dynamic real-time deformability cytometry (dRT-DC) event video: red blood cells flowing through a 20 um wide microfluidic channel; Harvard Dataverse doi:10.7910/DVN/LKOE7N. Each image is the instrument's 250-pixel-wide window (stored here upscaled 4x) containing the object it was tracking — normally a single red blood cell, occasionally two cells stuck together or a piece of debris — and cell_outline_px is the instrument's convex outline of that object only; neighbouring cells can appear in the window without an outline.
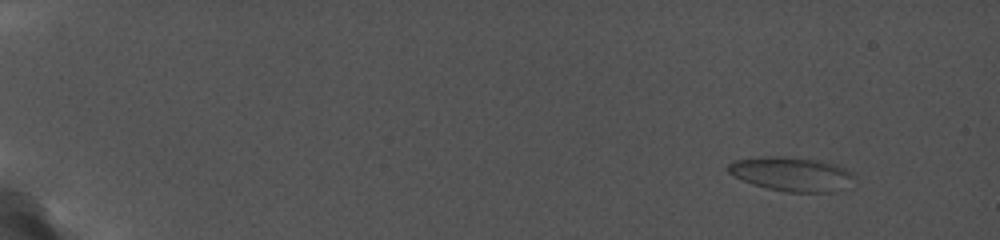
{"species": "common noctule bat (a hibernating species)", "species_latin": "Nyctalus noctula", "temperature_condition": "cold", "stored_images_in_passage": 36, "camera_frame_rate_fps": 5000, "um_per_image_px": 0.085, "animal": {"sex": "female", "body_mass_g": 19.0, "forearm_length_mm": 56.7}, "frame": {"image": 1, "passage_image": 4, "time_ms": 1.6, "image_size_px": [1000, 240], "cell_outline_px": [[856, 176], [836, 192], [784, 192], [752, 184], [728, 172], [724, 168], [732, 160], [764, 156], [780, 156], [824, 160], [836, 164], [852, 172]], "centroid_in_image_um": [67.25, 14.77], "position_along_channel_um": 17.7, "area_um2": 25.2}}
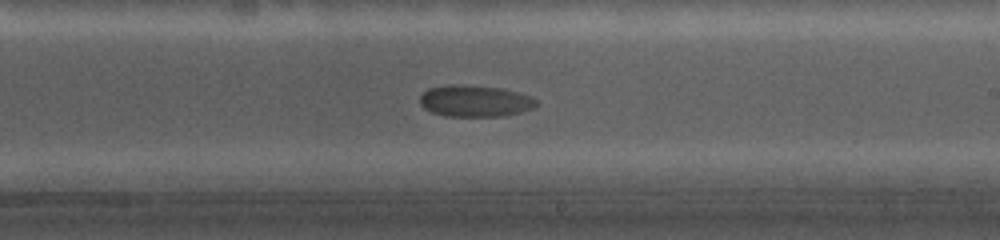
{"frame": {"image": 2, "passage_image": 26, "time_ms": 13.2, "image_size_px": [1000, 240], "cell_outline_px": [[536, 104], [532, 108], [524, 112], [504, 116], [444, 116], [432, 112], [424, 108], [420, 104], [420, 96], [428, 88], [496, 88], [516, 92], [528, 96], [536, 100]], "centroid_in_image_um": [40.4, 8.66], "position_along_channel_um": 248.6, "area_um2": 20.11}}
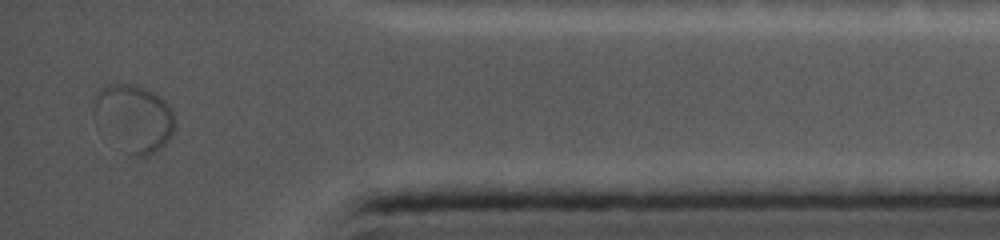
{"frame": {"image": 3, "passage_image": 36, "time_ms": 18.6, "image_size_px": [1000, 240], "cell_outline_px": [[176, 128], [168, 140], [156, 152], [148, 156], [136, 156], [128, 152], [96, 108], [96, 96], [100, 88], [108, 84], [132, 84], [144, 88], [152, 92], [164, 100], [172, 112]], "centroid_in_image_um": [11.57, 9.98], "position_along_channel_um": 423.6, "area_um2": 29.02}}